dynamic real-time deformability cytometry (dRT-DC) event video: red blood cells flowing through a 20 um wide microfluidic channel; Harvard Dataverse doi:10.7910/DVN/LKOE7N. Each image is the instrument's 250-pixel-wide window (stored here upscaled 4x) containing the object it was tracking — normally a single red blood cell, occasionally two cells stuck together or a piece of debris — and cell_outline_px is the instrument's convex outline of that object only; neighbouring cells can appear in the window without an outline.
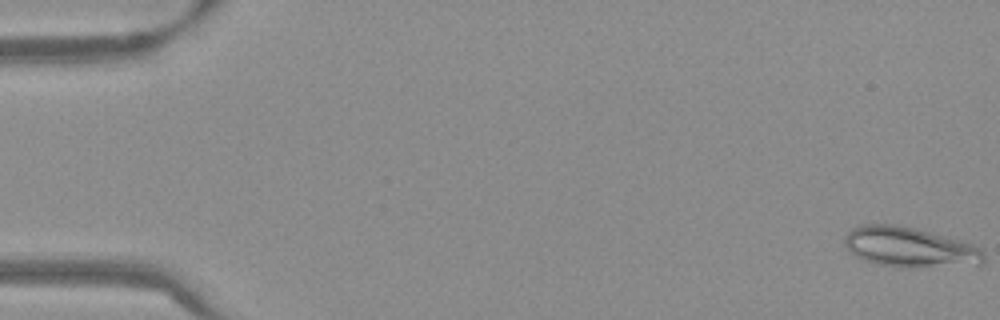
{"species": "Egyptian fruit bat (a non-hibernating species)", "species_latin": "Rousettus aegyptiacus", "temperature_condition": "warm", "stored_images_in_passage": 54, "camera_frame_rate_fps": 3000, "um_per_image_px": 0.085, "frame": {"image": 1, "passage_image": 1, "time_ms": 0.0, "image_size_px": [1000, 320], "cell_outline_px": [[984, 260], [980, 264], [876, 264], [864, 260], [856, 256], [844, 244], [844, 240], [848, 232], [852, 228], [860, 224], [900, 224], [916, 228], [960, 240], [972, 244], [980, 248], [984, 252]], "centroid_in_image_um": [77.26, 20.93], "position_along_channel_um": 7.7, "area_um2": 31.04}}
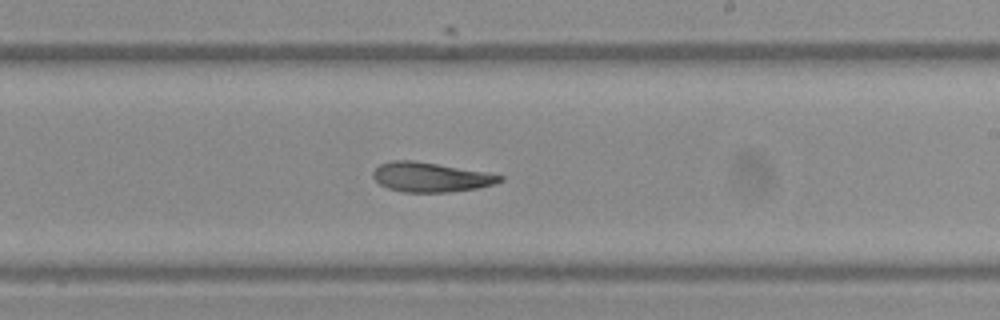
{"frame": {"image": 2, "passage_image": 32, "time_ms": 10.333, "image_size_px": [1000, 320], "cell_outline_px": [[504, 180], [496, 184], [476, 188], [448, 192], [404, 192], [388, 188], [380, 184], [372, 176], [372, 172], [380, 164], [392, 160], [412, 160], [488, 172], [504, 176]], "centroid_in_image_um": [36.63, 15.05], "position_along_channel_um": 252.4, "area_um2": 21.85}}
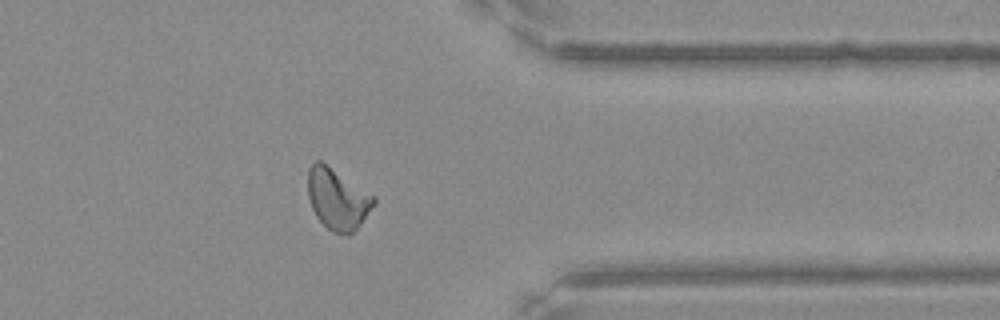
{"frame": {"image": 3, "passage_image": 43, "time_ms": 14.0, "image_size_px": [1000, 320], "cell_outline_px": [[376, 204], [360, 224], [348, 236], [332, 232], [316, 216], [312, 208], [308, 196], [308, 168], [316, 160], [320, 160], [376, 196]], "centroid_in_image_um": [28.7, 16.91], "position_along_channel_um": 382.7, "area_um2": 23.47}, "authors_computed_cell_mechanics": {"area_um2": 23.409, "velocity_mm_per_s": 3.8405, "shape_relaxation_time_tau1_ms": null, "shape_relaxation_time_tau2_ms": 2.9883, "deformation_change_tau1": null, "deformation_change_tau2": 0.0985}}